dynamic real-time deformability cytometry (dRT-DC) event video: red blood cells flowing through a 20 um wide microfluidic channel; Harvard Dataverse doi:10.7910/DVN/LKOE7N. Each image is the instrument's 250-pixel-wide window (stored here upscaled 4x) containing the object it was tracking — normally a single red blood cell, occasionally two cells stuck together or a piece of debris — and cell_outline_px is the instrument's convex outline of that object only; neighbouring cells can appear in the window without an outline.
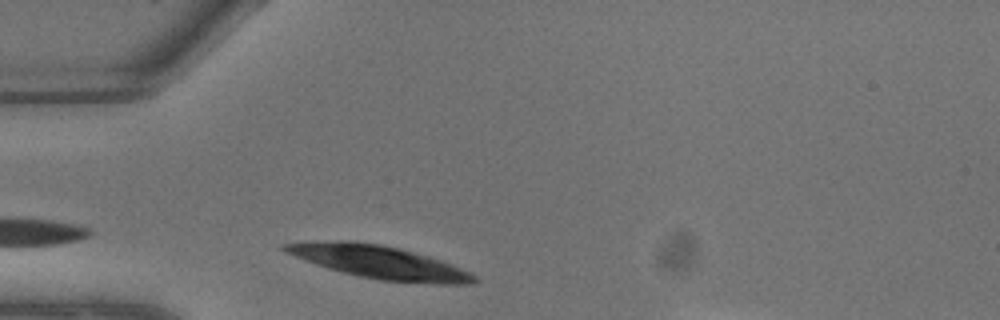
{"species": "common noctule bat (a hibernating species)", "species_latin": "Nyctalus noctula", "temperature_condition": "warm", "stored_images_in_passage": 2, "camera_frame_rate_fps": 3000, "um_per_image_px": 0.085, "animal": {"sex": "male", "body_mass_g": 13.3}, "frame": {"image": 1, "passage_image": 2, "time_ms": 0.333, "image_size_px": [1000, 320], "cell_outline_px": [[480, 280], [472, 284], [440, 284], [380, 280], [360, 276], [328, 268], [304, 260], [284, 252], [280, 248], [280, 244], [312, 240], [352, 240], [380, 244], [428, 256], [440, 260], [472, 272]], "centroid_in_image_um": [32.19, 22.26], "position_along_channel_um": 52.8, "area_um2": 36.47}}